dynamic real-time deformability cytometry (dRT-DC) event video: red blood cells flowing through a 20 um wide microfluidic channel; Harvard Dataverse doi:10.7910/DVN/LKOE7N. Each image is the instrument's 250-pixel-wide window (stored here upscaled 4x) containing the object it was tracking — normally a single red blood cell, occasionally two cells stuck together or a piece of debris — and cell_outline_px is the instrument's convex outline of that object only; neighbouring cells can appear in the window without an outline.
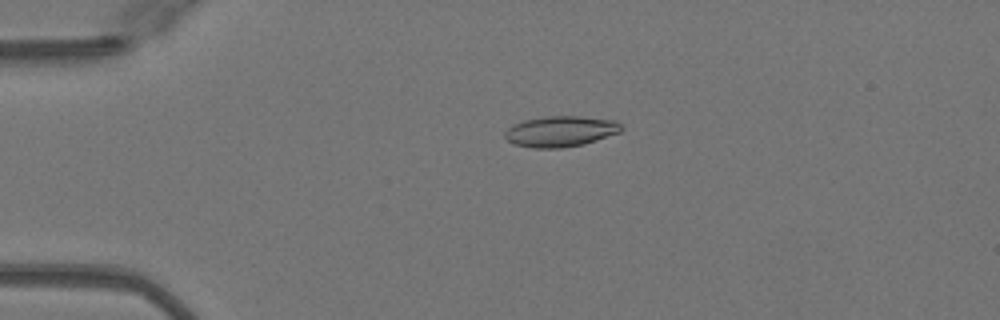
{"species": "Egyptian fruit bat (a non-hibernating species)", "species_latin": "Rousettus aegyptiacus", "temperature_condition": "warm", "stored_images_in_passage": 43, "camera_frame_rate_fps": 3000, "um_per_image_px": 0.085, "animal": {"sex": "female"}, "frame": {"image": 1, "passage_image": 5, "time_ms": 1.333, "image_size_px": [1000, 320], "cell_outline_px": [[624, 128], [620, 132], [584, 144], [560, 148], [532, 148], [516, 144], [508, 140], [504, 136], [504, 132], [512, 124], [524, 120], [544, 116], [580, 116], [616, 120]], "centroid_in_image_um": [47.65, 11.15], "position_along_channel_um": 37.4, "area_um2": 20.92}}
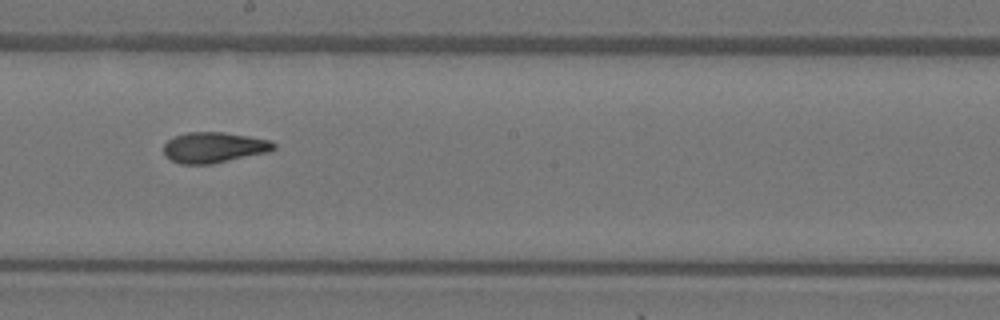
{"frame": {"image": 2, "passage_image": 22, "time_ms": 7.0, "image_size_px": [1000, 320], "cell_outline_px": [[276, 148], [268, 152], [212, 164], [180, 164], [172, 160], [164, 152], [164, 144], [168, 140], [176, 136], [188, 132], [224, 132], [272, 140], [276, 144]], "centroid_in_image_um": [18.22, 12.53], "position_along_channel_um": 230.0, "area_um2": 19.59}}
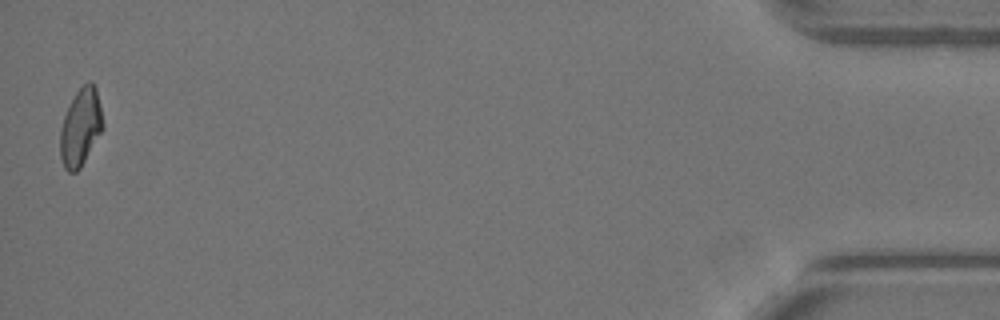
{"frame": {"image": 3, "passage_image": 43, "time_ms": 14.0, "image_size_px": [1000, 320], "cell_outline_px": [[104, 128], [80, 168], [76, 172], [68, 172], [64, 168], [60, 156], [60, 128], [64, 116], [76, 92], [88, 80], [92, 80], [96, 88], [104, 124]], "centroid_in_image_um": [6.86, 10.82], "position_along_channel_um": 428.3, "area_um2": 19.25}, "authors_computed_cell_mechanics": {"area_um2": 19.4786, "velocity_mm_per_s": 4.1015, "shape_relaxation_time_tau1_ms": null, "shape_relaxation_time_tau2_ms": 2.3537, "deformation_change_tau1": null, "deformation_change_tau2": 0.0968}}